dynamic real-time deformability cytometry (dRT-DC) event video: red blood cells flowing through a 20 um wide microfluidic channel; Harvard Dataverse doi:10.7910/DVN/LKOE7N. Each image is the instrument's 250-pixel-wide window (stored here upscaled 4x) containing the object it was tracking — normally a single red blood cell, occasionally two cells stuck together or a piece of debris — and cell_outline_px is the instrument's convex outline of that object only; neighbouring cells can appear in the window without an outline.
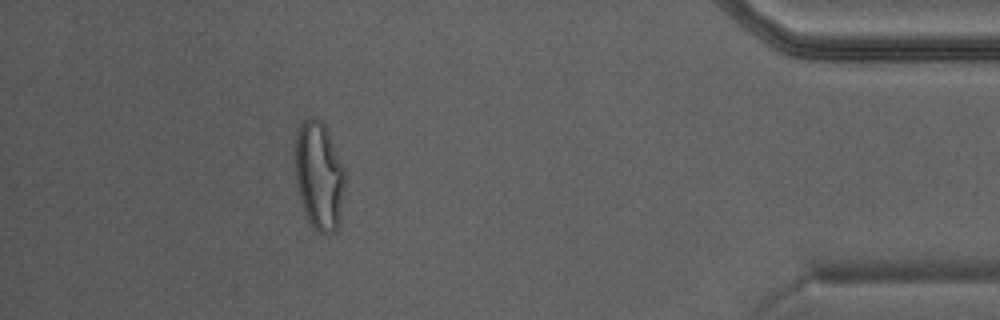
{"species": "Egyptian fruit bat (a non-hibernating species)", "species_latin": "Rousettus aegyptiacus", "temperature_condition": "warm", "stored_images_in_passage": 32, "camera_frame_rate_fps": 3000, "um_per_image_px": 0.085, "animal": {"sex": "male"}, "frame": {"image": 1, "passage_image": 28, "time_ms": 9.0, "image_size_px": [1000, 320], "cell_outline_px": [[344, 184], [340, 224], [332, 232], [320, 232], [308, 220], [304, 212], [296, 180], [296, 132], [300, 124], [304, 120], [312, 116], [316, 116], [324, 124], [328, 132], [344, 168]], "centroid_in_image_um": [27.13, 14.9], "position_along_channel_um": 408.1, "area_um2": 30.98}}